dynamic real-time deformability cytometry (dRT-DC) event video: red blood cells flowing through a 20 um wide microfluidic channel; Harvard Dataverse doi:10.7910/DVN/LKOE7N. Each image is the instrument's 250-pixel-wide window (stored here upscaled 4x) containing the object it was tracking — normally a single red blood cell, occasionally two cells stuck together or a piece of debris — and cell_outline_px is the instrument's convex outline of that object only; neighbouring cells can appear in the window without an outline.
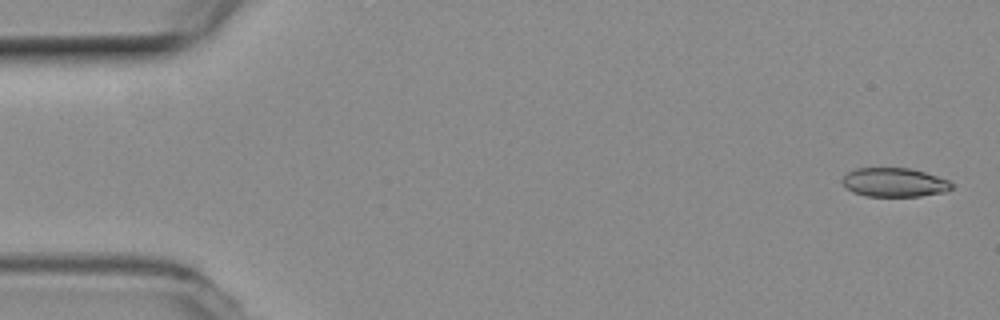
{"species": "common noctule bat (a hibernating species)", "species_latin": "Nyctalus noctula", "temperature_condition": "room temperature", "stored_images_in_passage": 24, "camera_frame_rate_fps": 3000, "um_per_image_px": 0.085, "animal": {"sex": "female", "body_mass_g": 19.3, "forearm_length_mm": 54.1}, "frame": {"image": 1, "passage_image": 2, "time_ms": 0.333, "image_size_px": [1000, 320], "cell_outline_px": [[952, 188], [944, 192], [920, 196], [864, 196], [852, 192], [840, 180], [848, 172], [856, 168], [908, 168], [924, 172], [948, 180], [952, 184]], "centroid_in_image_um": [75.99, 15.5], "position_along_channel_um": 9.0, "area_um2": 18.32}}
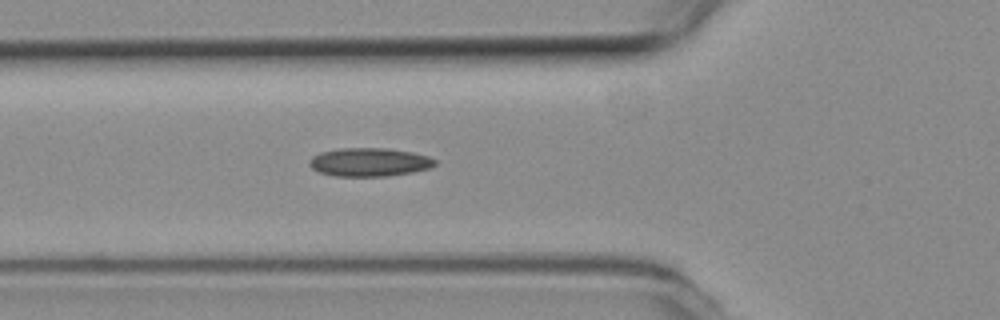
{"frame": {"image": 2, "passage_image": 19, "time_ms": 6.0, "image_size_px": [1000, 320], "cell_outline_px": [[436, 164], [428, 168], [412, 172], [388, 176], [332, 176], [320, 172], [312, 168], [308, 164], [308, 160], [312, 156], [320, 152], [340, 148], [388, 148], [412, 152], [428, 156], [436, 160]], "centroid_in_image_um": [31.36, 13.78], "position_along_channel_um": 94.4, "area_um2": 20.92}}
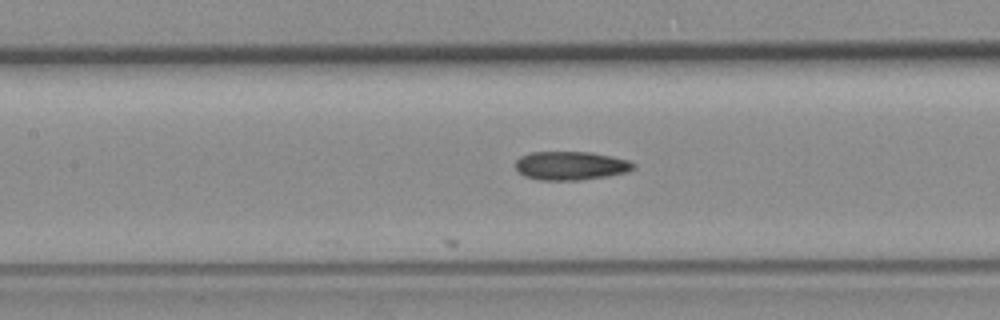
{"frame": {"image": 3, "passage_image": 24, "time_ms": 7.667, "image_size_px": [1000, 320], "cell_outline_px": [[636, 168], [628, 172], [608, 176], [580, 180], [536, 180], [524, 176], [516, 168], [516, 160], [520, 156], [532, 152], [592, 152], [612, 156], [628, 160], [636, 164]], "centroid_in_image_um": [48.54, 14.08], "position_along_channel_um": 158.9, "area_um2": 19.88}}